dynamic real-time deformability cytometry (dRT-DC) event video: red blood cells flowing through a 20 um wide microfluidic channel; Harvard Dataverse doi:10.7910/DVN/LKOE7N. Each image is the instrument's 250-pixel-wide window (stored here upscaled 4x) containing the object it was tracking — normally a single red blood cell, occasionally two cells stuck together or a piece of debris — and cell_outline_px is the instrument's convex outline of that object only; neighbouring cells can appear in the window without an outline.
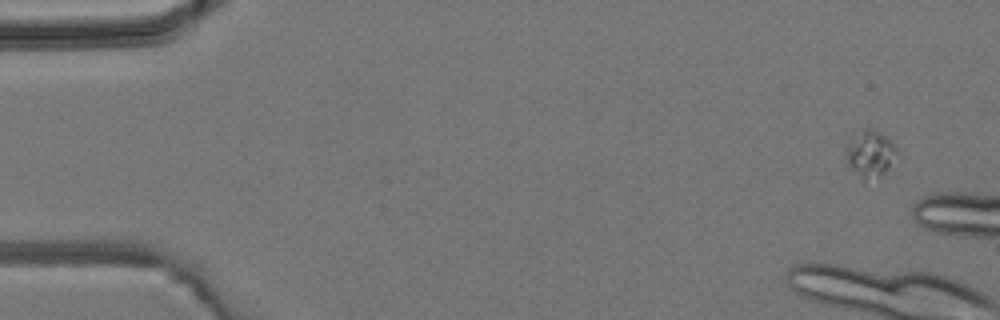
{"species": "common noctule bat (a hibernating species)", "species_latin": "Nyctalus noctula", "temperature_condition": "room temperature", "stored_images_in_passage": 3, "camera_frame_rate_fps": 3000, "um_per_image_px": 0.085, "animal": {"sex": "male", "body_mass_g": 19.2, "forearm_length_mm": 51.8}, "frame": {"image": 1, "passage_image": 1, "time_ms": 0.0, "image_size_px": [1000, 320], "cell_outline_px": [[896, 152], [888, 168], [884, 172], [864, 184], [848, 164], [848, 140], [868, 128], [872, 128], [880, 132], [892, 140], [896, 144]], "centroid_in_image_um": [73.98, 13.09], "position_along_channel_um": 11.0, "area_um2": 13.53}}